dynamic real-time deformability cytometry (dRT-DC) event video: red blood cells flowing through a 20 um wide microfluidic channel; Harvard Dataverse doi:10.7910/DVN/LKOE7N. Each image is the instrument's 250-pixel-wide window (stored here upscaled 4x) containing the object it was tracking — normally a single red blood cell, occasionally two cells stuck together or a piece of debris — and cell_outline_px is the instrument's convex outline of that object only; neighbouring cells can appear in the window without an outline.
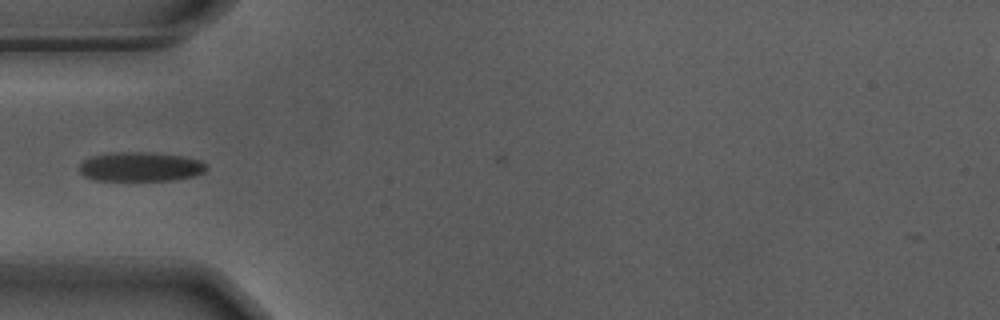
{"species": "Egyptian fruit bat (a non-hibernating species)", "species_latin": "Rousettus aegyptiacus", "temperature_condition": "warm", "stored_images_in_passage": 33, "camera_frame_rate_fps": 3000, "um_per_image_px": 0.085, "animal": {"sex": "male"}, "frame": {"image": 1, "passage_image": 1, "time_ms": 0.0, "image_size_px": [1000, 320], "cell_outline_px": [[208, 168], [204, 172], [196, 176], [176, 180], [96, 180], [84, 176], [80, 172], [80, 164], [84, 160], [92, 156], [120, 152], [148, 152], [180, 156], [200, 160]], "centroid_in_image_um": [11.96, 14.18], "position_along_channel_um": 73.0, "area_um2": 21.56}}
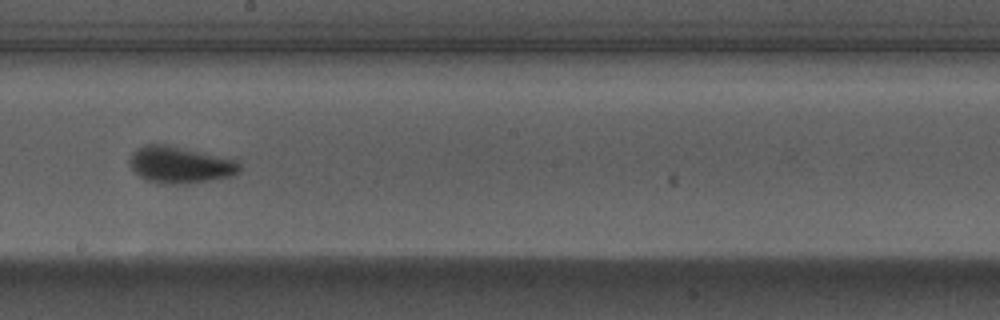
{"frame": {"image": 2, "passage_image": 14, "time_ms": 4.333, "image_size_px": [1000, 320], "cell_outline_px": [[240, 172], [232, 176], [184, 184], [156, 184], [144, 180], [132, 168], [128, 160], [132, 152], [136, 148], [144, 144], [164, 144], [240, 156]], "centroid_in_image_um": [15.42, 13.97], "position_along_channel_um": 232.8, "area_um2": 24.85}}
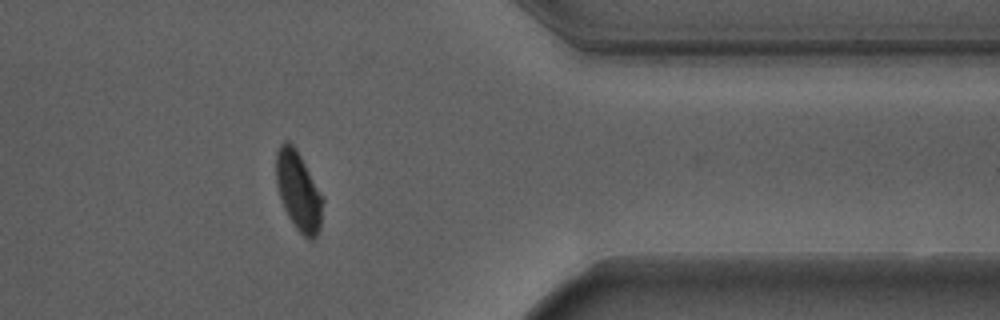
{"frame": {"image": 3, "passage_image": 28, "time_ms": 9.0, "image_size_px": [1000, 320], "cell_outline_px": [[324, 200], [320, 228], [316, 236], [312, 240], [308, 240], [296, 228], [288, 216], [284, 208], [276, 184], [276, 152], [280, 144], [284, 140], [288, 140], [292, 144], [300, 156], [324, 196]], "centroid_in_image_um": [25.38, 16.25], "position_along_channel_um": 386.0, "area_um2": 21.56}}